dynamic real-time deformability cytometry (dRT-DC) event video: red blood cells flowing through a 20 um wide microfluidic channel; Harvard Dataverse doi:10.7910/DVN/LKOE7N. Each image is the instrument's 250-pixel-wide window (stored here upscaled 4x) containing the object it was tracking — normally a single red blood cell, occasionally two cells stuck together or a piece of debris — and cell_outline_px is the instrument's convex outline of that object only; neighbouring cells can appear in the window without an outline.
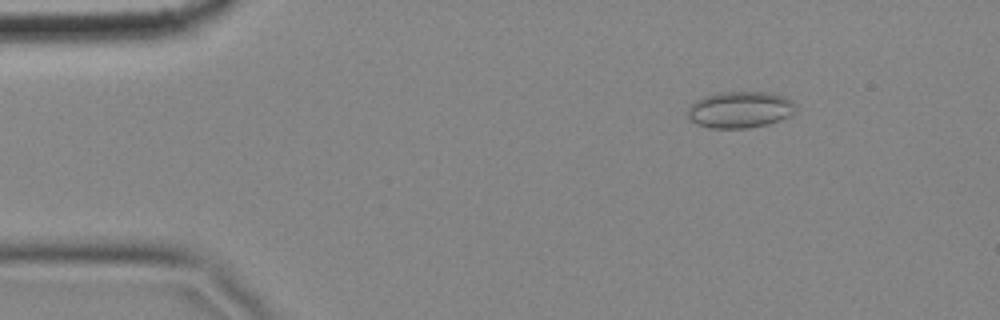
{"species": "common noctule bat (a hibernating species)", "species_latin": "Nyctalus noctula", "temperature_condition": "cold", "stored_images_in_passage": 57, "camera_frame_rate_fps": 3000, "um_per_image_px": 0.085, "animal": {"sex": "female", "body_mass_g": 18.4}, "frame": {"image": 1, "passage_image": 8, "time_ms": 2.333, "image_size_px": [1000, 320], "cell_outline_px": [[796, 112], [792, 116], [768, 124], [748, 128], [708, 128], [696, 124], [688, 120], [688, 108], [696, 100], [704, 96], [716, 92], [772, 92], [784, 96], [792, 100], [796, 104]], "centroid_in_image_um": [62.93, 9.32], "position_along_channel_um": 22.1, "area_um2": 23.47}}
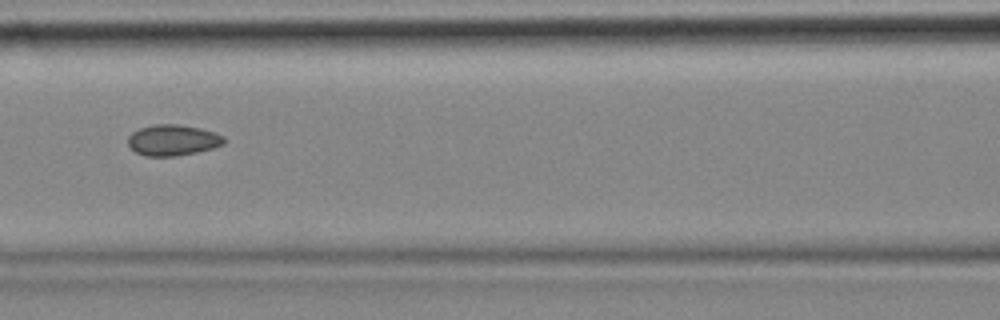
{"frame": {"image": 2, "passage_image": 25, "time_ms": 8.0, "image_size_px": [1000, 320], "cell_outline_px": [[224, 144], [212, 148], [196, 152], [176, 156], [144, 156], [136, 152], [128, 144], [128, 136], [132, 132], [140, 128], [156, 124], [176, 124], [200, 128], [216, 132], [224, 136]], "centroid_in_image_um": [14.69, 11.91], "position_along_channel_um": 151.9, "area_um2": 17.28}}
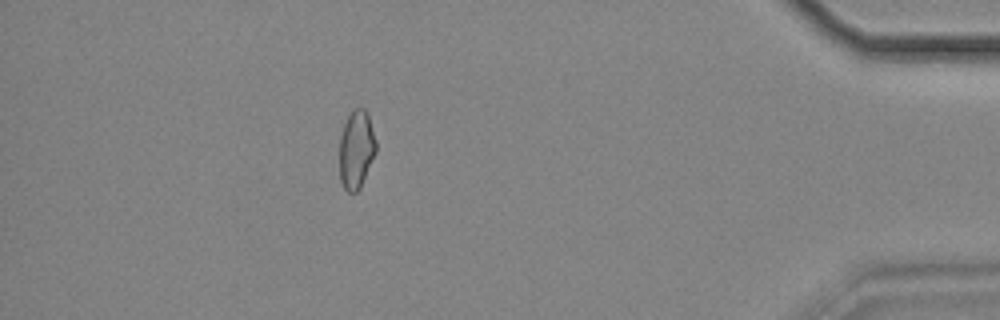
{"frame": {"image": 3, "passage_image": 51, "time_ms": 16.667, "image_size_px": [1000, 320], "cell_outline_px": [[376, 152], [360, 188], [356, 192], [348, 192], [344, 188], [340, 180], [340, 136], [344, 124], [352, 108], [364, 108], [368, 112], [376, 140]], "centroid_in_image_um": [30.29, 12.68], "position_along_channel_um": 404.9, "area_um2": 16.76}, "authors_computed_cell_mechanics": {"area_um2": 17.3978, "velocity_mm_per_s": 3.5005, "shape_relaxation_time_tau1_ms": null, "shape_relaxation_time_tau2_ms": 2.3402, "deformation_change_tau1": null, "deformation_change_tau2": 0.0762}}